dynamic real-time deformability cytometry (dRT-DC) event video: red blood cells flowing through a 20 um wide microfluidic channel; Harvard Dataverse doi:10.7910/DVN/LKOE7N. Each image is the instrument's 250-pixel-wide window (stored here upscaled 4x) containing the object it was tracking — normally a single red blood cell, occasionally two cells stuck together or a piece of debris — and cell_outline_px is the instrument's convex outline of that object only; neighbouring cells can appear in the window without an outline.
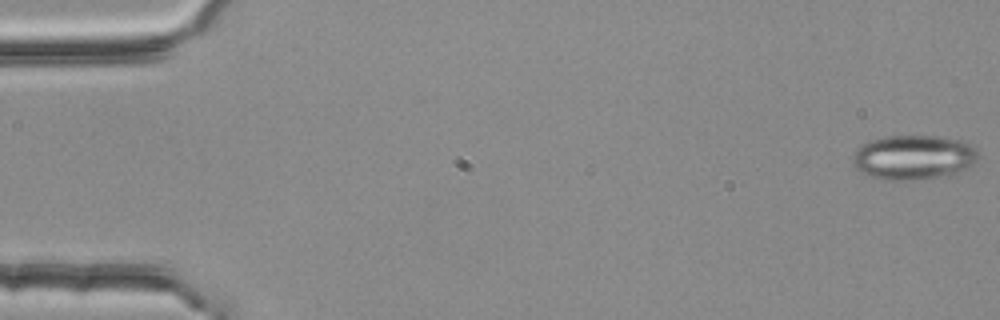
{"species": "common noctule bat (a hibernating species)", "species_latin": "Nyctalus noctula", "temperature_condition": "room temperature", "stored_images_in_passage": 54, "camera_frame_rate_fps": 3000, "um_per_image_px": 0.085, "animal": {"sex": "female", "body_mass_g": 25.1}, "frame": {"image": 1, "passage_image": 1, "time_ms": 0.0, "image_size_px": [1000, 320], "cell_outline_px": [[976, 160], [972, 164], [964, 168], [952, 172], [936, 176], [912, 180], [892, 180], [872, 176], [860, 172], [852, 164], [852, 156], [868, 140], [884, 136], [940, 136], [960, 140], [976, 148]], "centroid_in_image_um": [77.58, 13.34], "position_along_channel_um": 7.4, "area_um2": 31.85}}
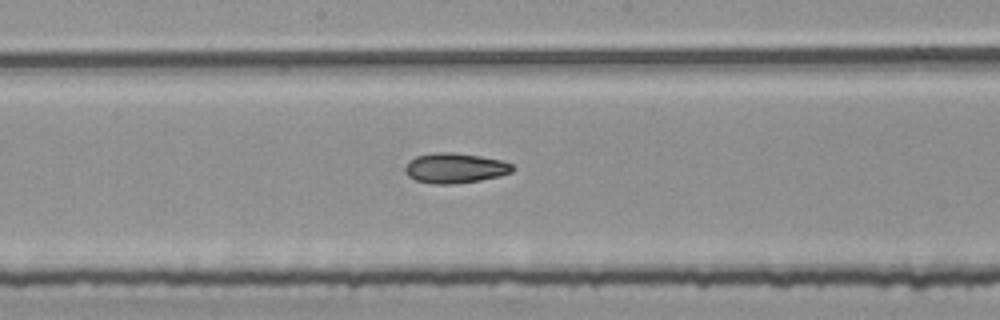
{"frame": {"image": 2, "passage_image": 29, "time_ms": 9.333, "image_size_px": [1000, 320], "cell_outline_px": [[512, 172], [500, 176], [480, 180], [452, 184], [436, 184], [416, 180], [408, 176], [404, 172], [404, 168], [408, 160], [416, 156], [436, 152], [452, 152], [480, 156], [500, 160], [512, 164]], "centroid_in_image_um": [38.63, 14.28], "position_along_channel_um": 209.6, "area_um2": 18.79}}
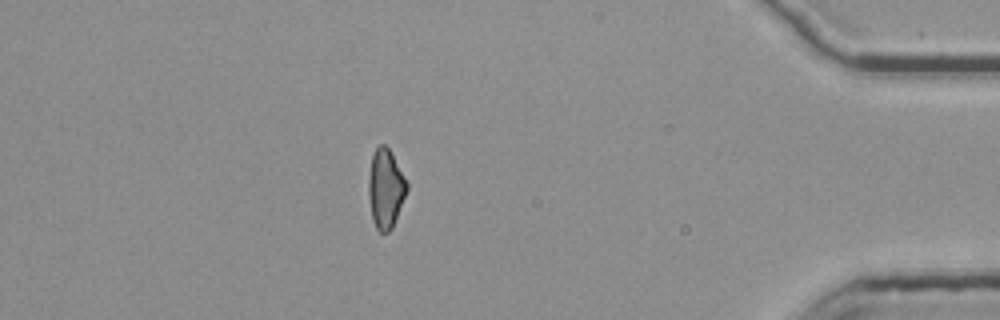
{"frame": {"image": 3, "passage_image": 48, "time_ms": 15.667, "image_size_px": [1000, 320], "cell_outline_px": [[408, 188], [392, 228], [388, 232], [380, 232], [376, 228], [372, 220], [368, 196], [368, 180], [372, 152], [380, 144], [384, 144], [388, 148], [408, 184]], "centroid_in_image_um": [32.74, 16.04], "position_along_channel_um": 402.5, "area_um2": 17.51}, "authors_computed_cell_mechanics": {"area_um2": 18.7272, "velocity_mm_per_s": 3.7934, "shape_relaxation_time_tau1_ms": null, "shape_relaxation_time_tau2_ms": 4.2185, "deformation_change_tau1": null, "deformation_change_tau2": 0.108}}